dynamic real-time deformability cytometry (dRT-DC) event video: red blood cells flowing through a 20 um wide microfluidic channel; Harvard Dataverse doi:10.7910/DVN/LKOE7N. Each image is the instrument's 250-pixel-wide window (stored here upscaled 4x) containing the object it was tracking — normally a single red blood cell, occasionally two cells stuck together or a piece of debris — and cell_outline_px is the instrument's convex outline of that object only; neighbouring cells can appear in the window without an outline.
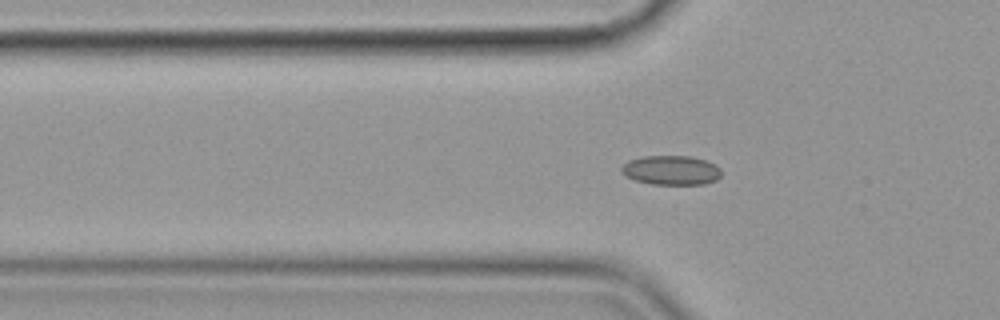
{"species": "common noctule bat (a hibernating species)", "species_latin": "Nyctalus noctula", "temperature_condition": "cold", "stored_images_in_passage": 50, "camera_frame_rate_fps": 3000, "um_per_image_px": 0.085, "animal": {"sex": "female", "body_mass_g": 19.9}, "frame": {"image": 1, "passage_image": 11, "time_ms": 3.333, "image_size_px": [1000, 320], "cell_outline_px": [[720, 176], [716, 180], [704, 184], [652, 184], [636, 180], [620, 172], [620, 168], [628, 160], [644, 156], [692, 156], [704, 160], [720, 168]], "centroid_in_image_um": [57.03, 14.46], "position_along_channel_um": 68.8, "area_um2": 16.94}}
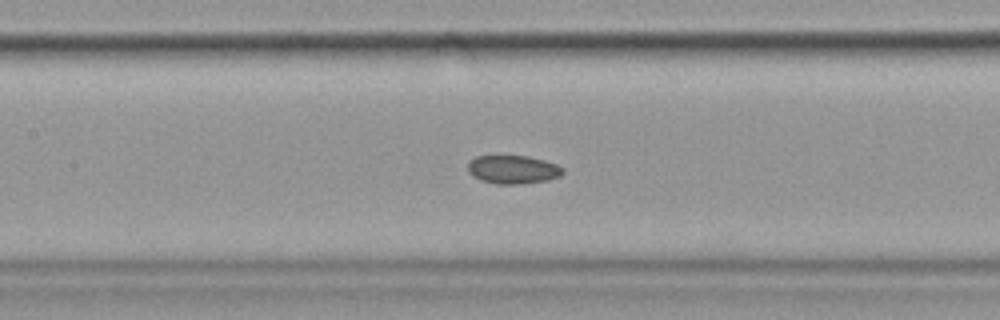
{"frame": {"image": 2, "passage_image": 19, "time_ms": 6.0, "image_size_px": [1000, 320], "cell_outline_px": [[564, 172], [560, 176], [548, 180], [520, 184], [496, 184], [480, 180], [472, 176], [468, 172], [468, 164], [476, 156], [528, 156], [544, 160], [556, 164], [564, 168]], "centroid_in_image_um": [43.61, 14.42], "position_along_channel_um": 163.8, "area_um2": 15.78}}
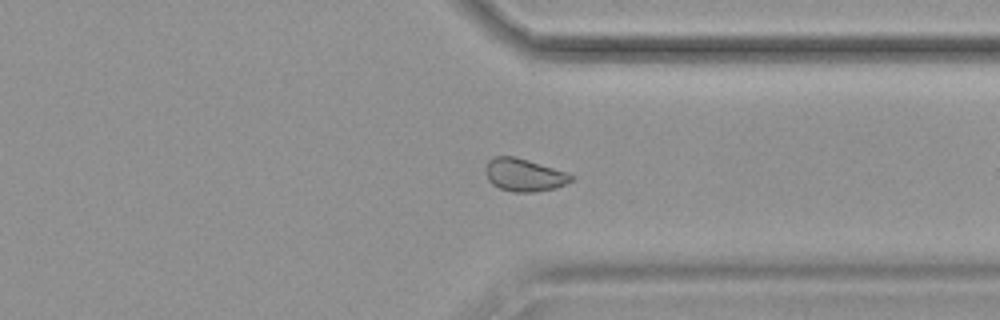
{"frame": {"image": 3, "passage_image": 36, "time_ms": 11.667, "image_size_px": [1000, 320], "cell_outline_px": [[576, 176], [572, 180], [556, 188], [532, 192], [512, 192], [500, 188], [492, 184], [488, 180], [484, 172], [484, 168], [488, 160], [496, 156], [516, 156], [568, 172]], "centroid_in_image_um": [44.54, 14.86], "position_along_channel_um": 366.9, "area_um2": 16.59}, "authors_computed_cell_mechanics": {"area_um2": 16.5019, "velocity_mm_per_s": 3.5784, "shape_relaxation_time_tau1_ms": null, "shape_relaxation_time_tau2_ms": 4.3586, "deformation_change_tau1": null, "deformation_change_tau2": 0.0715}}